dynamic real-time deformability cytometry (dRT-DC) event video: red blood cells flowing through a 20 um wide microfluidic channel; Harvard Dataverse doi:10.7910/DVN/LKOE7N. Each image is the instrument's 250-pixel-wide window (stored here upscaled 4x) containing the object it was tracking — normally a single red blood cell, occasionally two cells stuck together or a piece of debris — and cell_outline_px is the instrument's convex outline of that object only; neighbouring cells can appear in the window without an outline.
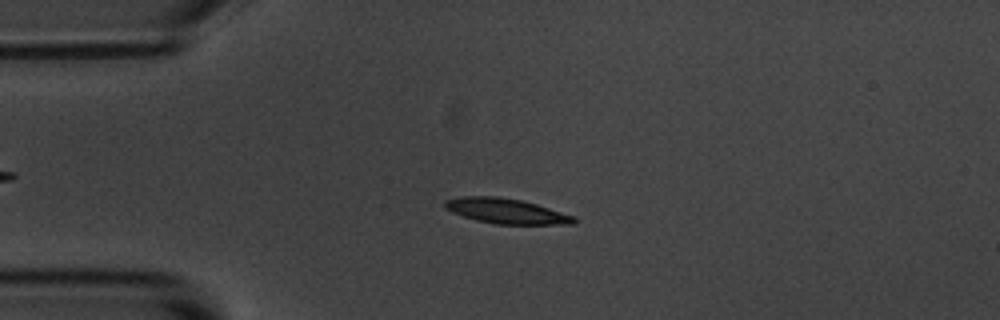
{"species": "common noctule bat (a hibernating species)", "species_latin": "Nyctalus noctula", "temperature_condition": "room temperature", "stored_images_in_passage": 54, "camera_frame_rate_fps": 3000, "um_per_image_px": 0.085, "animal": {"sex": "male", "body_mass_g": 20.1, "forearm_length_mm": 53.5}, "frame": {"image": 1, "passage_image": 12, "time_ms": 3.667, "image_size_px": [1000, 320], "cell_outline_px": [[576, 224], [496, 224], [476, 220], [452, 212], [444, 208], [444, 200], [460, 196], [496, 196], [520, 200], [536, 204], [576, 216]], "centroid_in_image_um": [43.02, 17.93], "position_along_channel_um": 42.0, "area_um2": 18.9}}
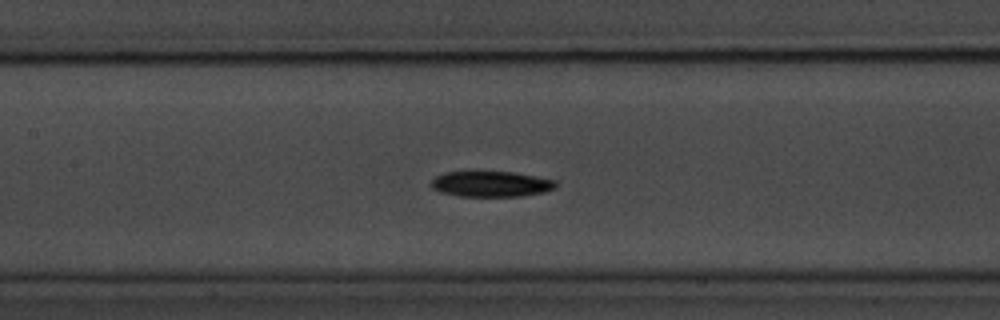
{"frame": {"image": 2, "passage_image": 24, "time_ms": 7.667, "image_size_px": [1000, 320], "cell_outline_px": [[556, 188], [544, 192], [520, 196], [460, 196], [440, 192], [432, 188], [432, 180], [436, 176], [444, 172], [516, 172], [556, 180]], "centroid_in_image_um": [41.76, 15.64], "position_along_channel_um": 165.6, "area_um2": 18.55}}
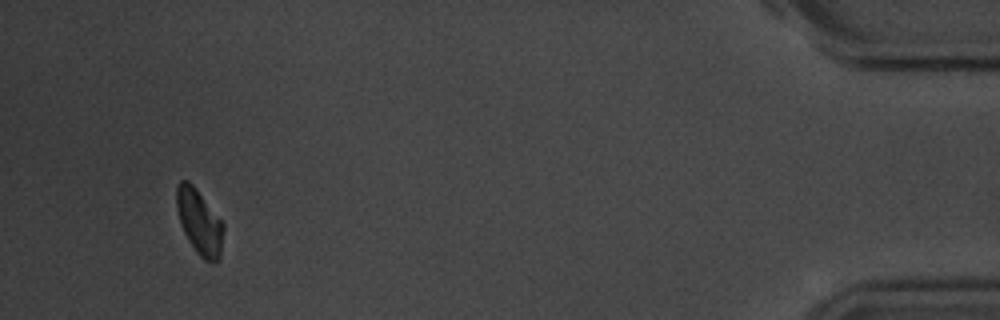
{"frame": {"image": 3, "passage_image": 51, "time_ms": 16.667, "image_size_px": [1000, 320], "cell_outline_px": [[224, 228], [220, 260], [216, 264], [212, 264], [204, 260], [196, 252], [188, 240], [184, 232], [176, 208], [176, 188], [180, 180], [188, 180], [196, 188], [224, 224]], "centroid_in_image_um": [16.96, 18.91], "position_along_channel_um": 418.2, "area_um2": 17.92}, "authors_computed_cell_mechanics": {"area_um2": 18.6694, "velocity_mm_per_s": 3.6287, "shape_relaxation_time_tau1_ms": 2.2096, "shape_relaxation_time_tau2_ms": null, "deformation_change_tau1": 0.097, "deformation_change_tau2": null}}